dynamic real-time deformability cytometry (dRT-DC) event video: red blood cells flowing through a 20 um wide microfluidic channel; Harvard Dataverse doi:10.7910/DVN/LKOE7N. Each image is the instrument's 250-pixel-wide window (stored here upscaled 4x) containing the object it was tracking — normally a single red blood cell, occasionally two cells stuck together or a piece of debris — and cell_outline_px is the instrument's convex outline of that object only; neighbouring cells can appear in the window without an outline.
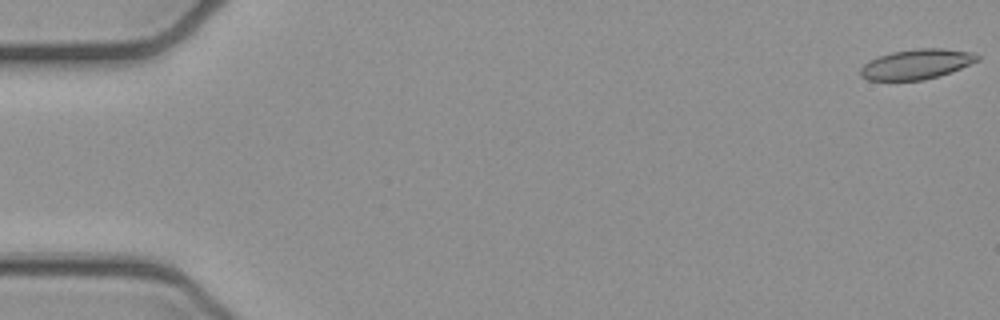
{"species": "common noctule bat (a hibernating species)", "species_latin": "Nyctalus noctula", "temperature_condition": "cold", "stored_images_in_passage": 4, "camera_frame_rate_fps": 3000, "um_per_image_px": 0.085, "animal": {"sex": "female", "body_mass_g": 21.9}, "frame": {"image": 1, "passage_image": 1, "time_ms": 0.0, "image_size_px": [1000, 320], "cell_outline_px": [[980, 60], [940, 76], [924, 80], [868, 80], [860, 76], [860, 68], [868, 60], [892, 52], [916, 48], [940, 48], [972, 52], [980, 56]], "centroid_in_image_um": [77.9, 5.45], "position_along_channel_um": 7.1, "area_um2": 20.46}}